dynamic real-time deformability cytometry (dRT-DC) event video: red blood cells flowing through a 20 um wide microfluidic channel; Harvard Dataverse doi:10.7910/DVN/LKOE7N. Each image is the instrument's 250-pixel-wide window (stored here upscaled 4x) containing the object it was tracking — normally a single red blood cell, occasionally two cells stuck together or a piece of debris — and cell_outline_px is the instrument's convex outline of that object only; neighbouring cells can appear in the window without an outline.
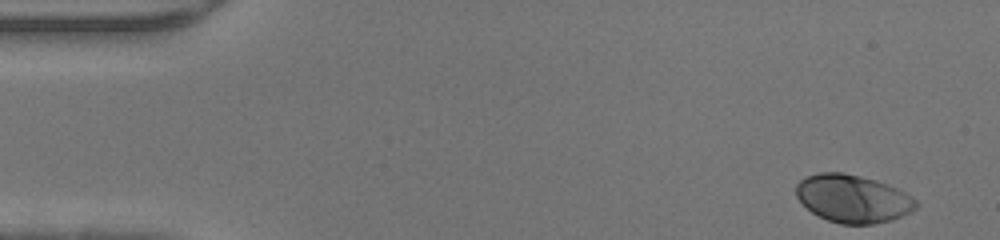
{"species": "human", "species_latin": "Homo sapiens", "temperature_condition": "warm", "stored_images_in_passage": 45, "camera_frame_rate_fps": 3000, "um_per_image_px": 0.085, "donor": {"sex": "male"}, "frame": {"image": 1, "passage_image": 1, "time_ms": 0.0, "image_size_px": [1000, 240], "cell_outline_px": [[920, 204], [912, 212], [892, 220], [872, 224], [840, 224], [828, 220], [812, 212], [796, 196], [796, 184], [800, 180], [808, 176], [820, 172], [840, 172], [860, 176], [876, 180], [888, 184], [912, 196]], "centroid_in_image_um": [72.53, 16.89], "position_along_channel_um": 12.5, "area_um2": 33.41}}
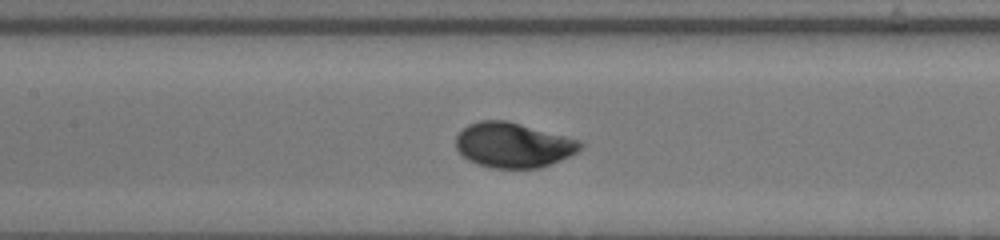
{"frame": {"image": 2, "passage_image": 20, "time_ms": 6.333, "image_size_px": [1000, 240], "cell_outline_px": [[584, 148], [560, 160], [540, 168], [492, 168], [476, 164], [468, 160], [456, 148], [456, 136], [468, 124], [480, 120], [508, 120], [580, 140], [584, 144]], "centroid_in_image_um": [43.63, 12.33], "position_along_channel_um": 163.8, "area_um2": 32.71}}
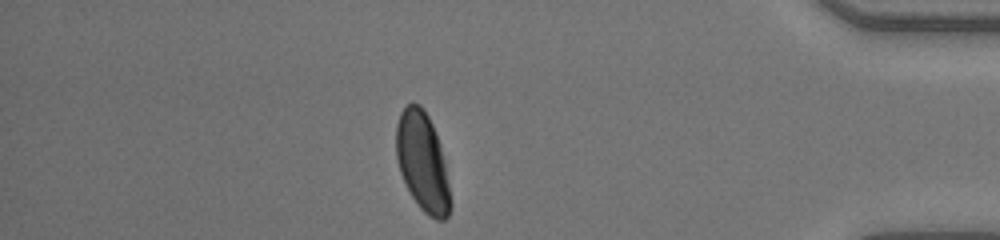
{"frame": {"image": 3, "passage_image": 39, "time_ms": 12.667, "image_size_px": [1000, 240], "cell_outline_px": [[452, 208], [448, 216], [444, 220], [436, 220], [428, 216], [420, 208], [412, 196], [400, 172], [396, 156], [396, 124], [400, 112], [408, 104], [420, 104], [424, 108], [432, 124], [440, 144], [444, 160], [452, 200]], "centroid_in_image_um": [35.93, 13.79], "position_along_channel_um": 399.3, "area_um2": 31.39}}